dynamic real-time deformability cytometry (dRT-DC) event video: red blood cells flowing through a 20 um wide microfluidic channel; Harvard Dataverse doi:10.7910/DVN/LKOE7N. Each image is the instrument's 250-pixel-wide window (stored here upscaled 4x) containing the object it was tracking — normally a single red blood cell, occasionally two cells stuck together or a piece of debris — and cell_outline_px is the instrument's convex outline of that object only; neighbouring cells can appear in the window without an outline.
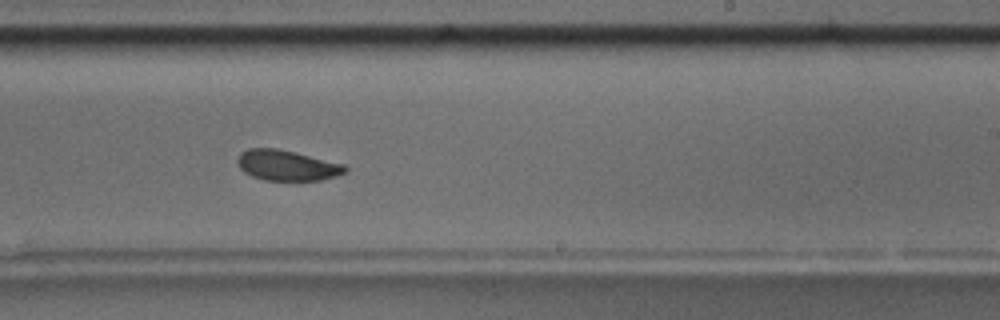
{"species": "common noctule bat (a hibernating species)", "species_latin": "Nyctalus noctula", "temperature_condition": "room temperature", "stored_images_in_passage": 18, "camera_frame_rate_fps": 3000, "um_per_image_px": 0.085, "animal": {"sex": "male", "body_mass_g": 17.5, "forearm_length_mm": 52.3}, "frame": {"image": 1, "passage_image": 11, "time_ms": 11.333, "image_size_px": [1000, 320], "cell_outline_px": [[348, 168], [344, 172], [336, 176], [320, 180], [264, 180], [252, 176], [244, 172], [240, 168], [236, 160], [240, 152], [248, 148], [276, 148], [344, 164]], "centroid_in_image_um": [24.35, 14.05], "position_along_channel_um": 264.7, "area_um2": 18.96}, "authors_computed_cell_mechanics": {"area_um2": 19.652, "velocity_mm_per_s": 3.6443, "shape_relaxation_time_tau1_ms": 3.7477, "shape_relaxation_time_tau2_ms": 2.2361, "deformation_change_tau1": 0.0885, "deformation_change_tau2": 0.0576}}